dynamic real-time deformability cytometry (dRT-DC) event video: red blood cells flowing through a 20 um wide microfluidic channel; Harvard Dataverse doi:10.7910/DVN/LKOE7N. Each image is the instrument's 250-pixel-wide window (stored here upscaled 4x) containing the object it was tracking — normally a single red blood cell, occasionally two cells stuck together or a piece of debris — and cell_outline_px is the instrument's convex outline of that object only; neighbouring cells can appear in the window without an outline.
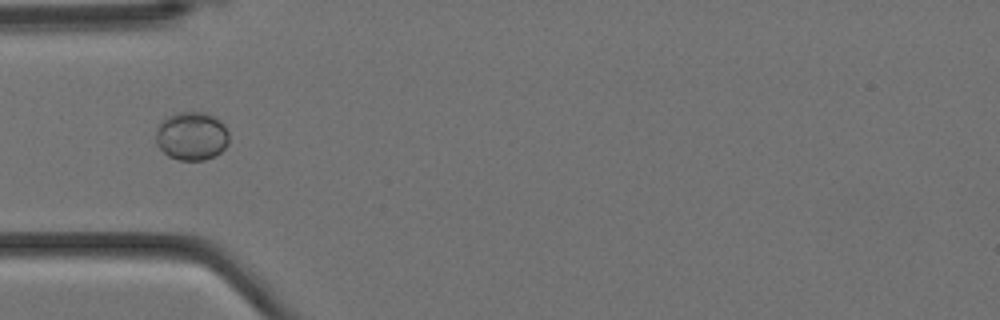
{"species": "Egyptian fruit bat (a non-hibernating species)", "species_latin": "Rousettus aegyptiacus", "temperature_condition": "cold", "stored_images_in_passage": 10, "camera_frame_rate_fps": 3000, "um_per_image_px": 0.085, "animal": {"sex": "female"}, "frame": {"image": 1, "passage_image": 5, "time_ms": 1.333, "image_size_px": [1000, 320], "cell_outline_px": [[228, 144], [220, 152], [204, 160], [180, 160], [168, 156], [156, 144], [156, 124], [164, 116], [176, 112], [208, 112], [216, 116], [224, 124], [228, 132]], "centroid_in_image_um": [16.26, 11.52], "position_along_channel_um": 68.7, "area_um2": 21.1}}
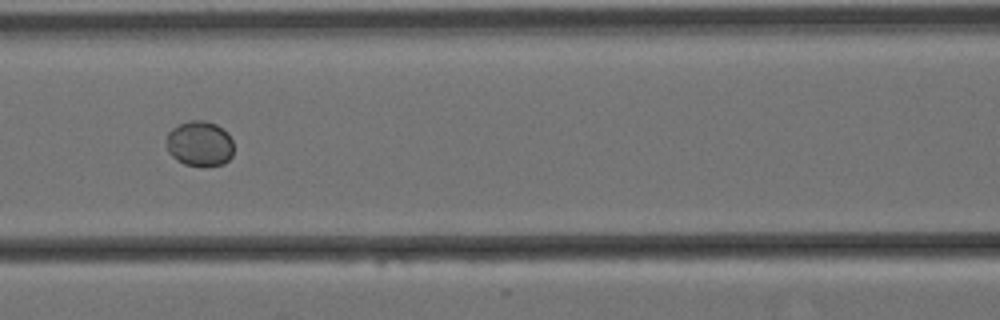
{"frame": {"image": 2, "passage_image": 7, "time_ms": 2.0, "image_size_px": [1000, 320], "cell_outline_px": [[232, 156], [224, 164], [204, 168], [184, 164], [176, 160], [168, 152], [168, 132], [172, 128], [188, 120], [204, 120], [216, 124], [228, 132], [232, 140]], "centroid_in_image_um": [16.99, 12.23], "position_along_channel_um": 149.6, "area_um2": 18.03}}
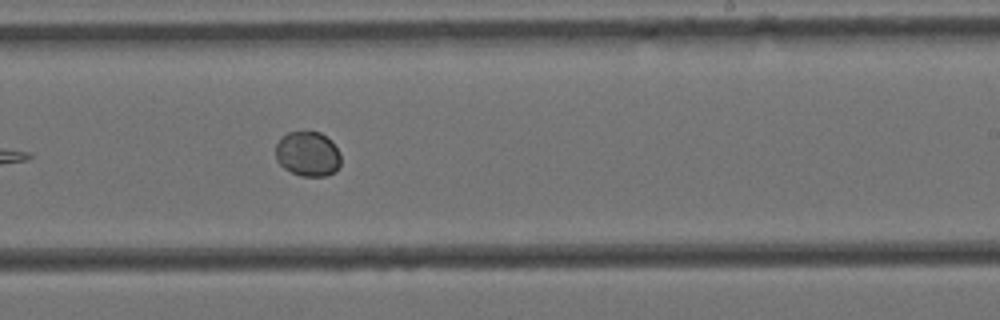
{"frame": {"image": 3, "passage_image": 10, "time_ms": 3.0, "image_size_px": [1000, 320], "cell_outline_px": [[340, 164], [336, 172], [324, 176], [300, 176], [284, 168], [276, 160], [276, 144], [280, 136], [288, 132], [320, 132], [332, 140], [340, 152]], "centroid_in_image_um": [26.17, 13.08], "position_along_channel_um": 262.8, "area_um2": 17.28}}